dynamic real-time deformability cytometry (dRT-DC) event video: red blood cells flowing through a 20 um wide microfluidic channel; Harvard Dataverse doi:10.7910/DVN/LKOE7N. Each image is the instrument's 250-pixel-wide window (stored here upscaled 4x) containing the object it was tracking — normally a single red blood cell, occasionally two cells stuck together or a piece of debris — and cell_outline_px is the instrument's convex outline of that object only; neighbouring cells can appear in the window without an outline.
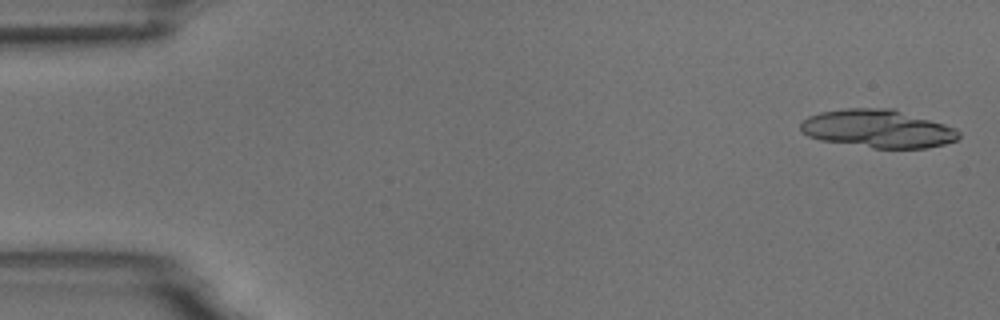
{"species": "common noctule bat (a hibernating species)", "species_latin": "Nyctalus noctula", "temperature_condition": "room temperature", "stored_images_in_passage": 4, "camera_frame_rate_fps": 3000, "um_per_image_px": 0.085, "animal": {"sex": "male", "body_mass_g": 18.8}, "frame": {"image": 1, "passage_image": 1, "time_ms": 0.0, "image_size_px": [1000, 320], "cell_outline_px": [[960, 136], [956, 140], [944, 144], [928, 148], [872, 148], [820, 140], [808, 136], [800, 132], [800, 124], [808, 116], [820, 112], [844, 108], [892, 108], [944, 124], [956, 128], [960, 132]], "centroid_in_image_um": [74.6, 10.94], "position_along_channel_um": 10.4, "area_um2": 35.26}}